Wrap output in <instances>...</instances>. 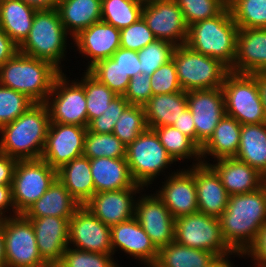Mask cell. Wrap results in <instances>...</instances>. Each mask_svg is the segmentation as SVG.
<instances>
[{"label": "cell", "mask_w": 266, "mask_h": 267, "mask_svg": "<svg viewBox=\"0 0 266 267\" xmlns=\"http://www.w3.org/2000/svg\"><path fill=\"white\" fill-rule=\"evenodd\" d=\"M219 220L227 246L242 256L266 224V184L254 192L230 195Z\"/></svg>", "instance_id": "cell-1"}, {"label": "cell", "mask_w": 266, "mask_h": 267, "mask_svg": "<svg viewBox=\"0 0 266 267\" xmlns=\"http://www.w3.org/2000/svg\"><path fill=\"white\" fill-rule=\"evenodd\" d=\"M50 124L46 103H34L0 128V152L17 160L41 159Z\"/></svg>", "instance_id": "cell-2"}, {"label": "cell", "mask_w": 266, "mask_h": 267, "mask_svg": "<svg viewBox=\"0 0 266 267\" xmlns=\"http://www.w3.org/2000/svg\"><path fill=\"white\" fill-rule=\"evenodd\" d=\"M60 73L51 62L18 51L0 66V84L23 93L34 103H45Z\"/></svg>", "instance_id": "cell-3"}, {"label": "cell", "mask_w": 266, "mask_h": 267, "mask_svg": "<svg viewBox=\"0 0 266 267\" xmlns=\"http://www.w3.org/2000/svg\"><path fill=\"white\" fill-rule=\"evenodd\" d=\"M238 32L227 6L219 15L188 26L185 44L196 52L219 59L230 69L236 55Z\"/></svg>", "instance_id": "cell-4"}, {"label": "cell", "mask_w": 266, "mask_h": 267, "mask_svg": "<svg viewBox=\"0 0 266 267\" xmlns=\"http://www.w3.org/2000/svg\"><path fill=\"white\" fill-rule=\"evenodd\" d=\"M68 35L57 9L36 11L30 32L18 49L27 56L51 62L63 72L61 63L70 48Z\"/></svg>", "instance_id": "cell-5"}, {"label": "cell", "mask_w": 266, "mask_h": 267, "mask_svg": "<svg viewBox=\"0 0 266 267\" xmlns=\"http://www.w3.org/2000/svg\"><path fill=\"white\" fill-rule=\"evenodd\" d=\"M172 59L183 91L222 88L229 68L219 59L192 50L186 44L176 46Z\"/></svg>", "instance_id": "cell-6"}, {"label": "cell", "mask_w": 266, "mask_h": 267, "mask_svg": "<svg viewBox=\"0 0 266 267\" xmlns=\"http://www.w3.org/2000/svg\"><path fill=\"white\" fill-rule=\"evenodd\" d=\"M225 113L241 125L266 123L264 107L257 86V73L229 72L224 79Z\"/></svg>", "instance_id": "cell-7"}, {"label": "cell", "mask_w": 266, "mask_h": 267, "mask_svg": "<svg viewBox=\"0 0 266 267\" xmlns=\"http://www.w3.org/2000/svg\"><path fill=\"white\" fill-rule=\"evenodd\" d=\"M126 160L133 180L146 189L168 166L176 164L150 128L126 146Z\"/></svg>", "instance_id": "cell-8"}, {"label": "cell", "mask_w": 266, "mask_h": 267, "mask_svg": "<svg viewBox=\"0 0 266 267\" xmlns=\"http://www.w3.org/2000/svg\"><path fill=\"white\" fill-rule=\"evenodd\" d=\"M175 241L190 248L212 252L218 258L231 255L241 257L227 246L219 218L199 211L175 219Z\"/></svg>", "instance_id": "cell-9"}, {"label": "cell", "mask_w": 266, "mask_h": 267, "mask_svg": "<svg viewBox=\"0 0 266 267\" xmlns=\"http://www.w3.org/2000/svg\"><path fill=\"white\" fill-rule=\"evenodd\" d=\"M56 178L57 170L43 159L18 160L11 185L16 214L22 215L40 199Z\"/></svg>", "instance_id": "cell-10"}, {"label": "cell", "mask_w": 266, "mask_h": 267, "mask_svg": "<svg viewBox=\"0 0 266 267\" xmlns=\"http://www.w3.org/2000/svg\"><path fill=\"white\" fill-rule=\"evenodd\" d=\"M50 122L87 127L86 96L79 79L69 80L61 72L55 79L52 91L45 102Z\"/></svg>", "instance_id": "cell-11"}, {"label": "cell", "mask_w": 266, "mask_h": 267, "mask_svg": "<svg viewBox=\"0 0 266 267\" xmlns=\"http://www.w3.org/2000/svg\"><path fill=\"white\" fill-rule=\"evenodd\" d=\"M4 247L7 267H45L39 254L32 223L23 215L4 218Z\"/></svg>", "instance_id": "cell-12"}, {"label": "cell", "mask_w": 266, "mask_h": 267, "mask_svg": "<svg viewBox=\"0 0 266 267\" xmlns=\"http://www.w3.org/2000/svg\"><path fill=\"white\" fill-rule=\"evenodd\" d=\"M68 246L88 252L113 254L111 227L81 205L69 220Z\"/></svg>", "instance_id": "cell-13"}, {"label": "cell", "mask_w": 266, "mask_h": 267, "mask_svg": "<svg viewBox=\"0 0 266 267\" xmlns=\"http://www.w3.org/2000/svg\"><path fill=\"white\" fill-rule=\"evenodd\" d=\"M187 107L196 128V145L201 148L226 114L222 88L187 91Z\"/></svg>", "instance_id": "cell-14"}, {"label": "cell", "mask_w": 266, "mask_h": 267, "mask_svg": "<svg viewBox=\"0 0 266 267\" xmlns=\"http://www.w3.org/2000/svg\"><path fill=\"white\" fill-rule=\"evenodd\" d=\"M135 218L158 250L175 241V218L155 193L137 198Z\"/></svg>", "instance_id": "cell-15"}, {"label": "cell", "mask_w": 266, "mask_h": 267, "mask_svg": "<svg viewBox=\"0 0 266 267\" xmlns=\"http://www.w3.org/2000/svg\"><path fill=\"white\" fill-rule=\"evenodd\" d=\"M142 17L156 39L175 46L186 43L188 26L175 0H159L144 4Z\"/></svg>", "instance_id": "cell-16"}, {"label": "cell", "mask_w": 266, "mask_h": 267, "mask_svg": "<svg viewBox=\"0 0 266 267\" xmlns=\"http://www.w3.org/2000/svg\"><path fill=\"white\" fill-rule=\"evenodd\" d=\"M86 133L87 127L50 122L41 159L58 170L83 155Z\"/></svg>", "instance_id": "cell-17"}, {"label": "cell", "mask_w": 266, "mask_h": 267, "mask_svg": "<svg viewBox=\"0 0 266 267\" xmlns=\"http://www.w3.org/2000/svg\"><path fill=\"white\" fill-rule=\"evenodd\" d=\"M143 186L95 193L84 206L109 227L135 217L136 194ZM140 191V192H139Z\"/></svg>", "instance_id": "cell-18"}, {"label": "cell", "mask_w": 266, "mask_h": 267, "mask_svg": "<svg viewBox=\"0 0 266 267\" xmlns=\"http://www.w3.org/2000/svg\"><path fill=\"white\" fill-rule=\"evenodd\" d=\"M167 177L165 176L166 180L162 181V187L155 194L167 206L171 215L176 219L198 212L194 174L189 169L179 168V171H172Z\"/></svg>", "instance_id": "cell-19"}, {"label": "cell", "mask_w": 266, "mask_h": 267, "mask_svg": "<svg viewBox=\"0 0 266 267\" xmlns=\"http://www.w3.org/2000/svg\"><path fill=\"white\" fill-rule=\"evenodd\" d=\"M111 241L113 255L118 250L124 251L147 267H152L157 261L158 249L135 217L112 226Z\"/></svg>", "instance_id": "cell-20"}, {"label": "cell", "mask_w": 266, "mask_h": 267, "mask_svg": "<svg viewBox=\"0 0 266 267\" xmlns=\"http://www.w3.org/2000/svg\"><path fill=\"white\" fill-rule=\"evenodd\" d=\"M120 29L103 21L94 23L72 40L79 54L89 58L86 70L102 59L110 58L120 48Z\"/></svg>", "instance_id": "cell-21"}, {"label": "cell", "mask_w": 266, "mask_h": 267, "mask_svg": "<svg viewBox=\"0 0 266 267\" xmlns=\"http://www.w3.org/2000/svg\"><path fill=\"white\" fill-rule=\"evenodd\" d=\"M188 169L195 176L198 211L219 218L227 208L230 196L220 177L209 164L190 165Z\"/></svg>", "instance_id": "cell-22"}, {"label": "cell", "mask_w": 266, "mask_h": 267, "mask_svg": "<svg viewBox=\"0 0 266 267\" xmlns=\"http://www.w3.org/2000/svg\"><path fill=\"white\" fill-rule=\"evenodd\" d=\"M230 72H266V28L239 29L236 55Z\"/></svg>", "instance_id": "cell-23"}, {"label": "cell", "mask_w": 266, "mask_h": 267, "mask_svg": "<svg viewBox=\"0 0 266 267\" xmlns=\"http://www.w3.org/2000/svg\"><path fill=\"white\" fill-rule=\"evenodd\" d=\"M26 219L33 225L37 248L42 259L46 263L60 262L68 247L70 219L55 216Z\"/></svg>", "instance_id": "cell-24"}, {"label": "cell", "mask_w": 266, "mask_h": 267, "mask_svg": "<svg viewBox=\"0 0 266 267\" xmlns=\"http://www.w3.org/2000/svg\"><path fill=\"white\" fill-rule=\"evenodd\" d=\"M207 162L220 177L222 185L229 195L254 192L266 184V177L243 161L223 158Z\"/></svg>", "instance_id": "cell-25"}, {"label": "cell", "mask_w": 266, "mask_h": 267, "mask_svg": "<svg viewBox=\"0 0 266 267\" xmlns=\"http://www.w3.org/2000/svg\"><path fill=\"white\" fill-rule=\"evenodd\" d=\"M90 168L95 193L141 186L133 180L126 158L90 159Z\"/></svg>", "instance_id": "cell-26"}, {"label": "cell", "mask_w": 266, "mask_h": 267, "mask_svg": "<svg viewBox=\"0 0 266 267\" xmlns=\"http://www.w3.org/2000/svg\"><path fill=\"white\" fill-rule=\"evenodd\" d=\"M80 206L64 184L56 178L45 194L22 215L25 218L55 216L70 219Z\"/></svg>", "instance_id": "cell-27"}, {"label": "cell", "mask_w": 266, "mask_h": 267, "mask_svg": "<svg viewBox=\"0 0 266 267\" xmlns=\"http://www.w3.org/2000/svg\"><path fill=\"white\" fill-rule=\"evenodd\" d=\"M241 126L235 118L225 114L210 139L200 148L202 163L207 164V156H212L213 161L235 157L240 145Z\"/></svg>", "instance_id": "cell-28"}, {"label": "cell", "mask_w": 266, "mask_h": 267, "mask_svg": "<svg viewBox=\"0 0 266 267\" xmlns=\"http://www.w3.org/2000/svg\"><path fill=\"white\" fill-rule=\"evenodd\" d=\"M102 0H60L57 6L62 24L71 39L101 21Z\"/></svg>", "instance_id": "cell-29"}, {"label": "cell", "mask_w": 266, "mask_h": 267, "mask_svg": "<svg viewBox=\"0 0 266 267\" xmlns=\"http://www.w3.org/2000/svg\"><path fill=\"white\" fill-rule=\"evenodd\" d=\"M143 107L148 128L173 125L188 108L187 92L152 95Z\"/></svg>", "instance_id": "cell-30"}, {"label": "cell", "mask_w": 266, "mask_h": 267, "mask_svg": "<svg viewBox=\"0 0 266 267\" xmlns=\"http://www.w3.org/2000/svg\"><path fill=\"white\" fill-rule=\"evenodd\" d=\"M57 178L81 205L95 194L90 159L84 155L62 165L57 170Z\"/></svg>", "instance_id": "cell-31"}, {"label": "cell", "mask_w": 266, "mask_h": 267, "mask_svg": "<svg viewBox=\"0 0 266 267\" xmlns=\"http://www.w3.org/2000/svg\"><path fill=\"white\" fill-rule=\"evenodd\" d=\"M36 11L21 0H0V26L18 46L27 38Z\"/></svg>", "instance_id": "cell-32"}, {"label": "cell", "mask_w": 266, "mask_h": 267, "mask_svg": "<svg viewBox=\"0 0 266 267\" xmlns=\"http://www.w3.org/2000/svg\"><path fill=\"white\" fill-rule=\"evenodd\" d=\"M235 158L266 177V123L241 126L240 145Z\"/></svg>", "instance_id": "cell-33"}, {"label": "cell", "mask_w": 266, "mask_h": 267, "mask_svg": "<svg viewBox=\"0 0 266 267\" xmlns=\"http://www.w3.org/2000/svg\"><path fill=\"white\" fill-rule=\"evenodd\" d=\"M218 257L206 250L190 248L170 242L158 250V258L152 267H209Z\"/></svg>", "instance_id": "cell-34"}, {"label": "cell", "mask_w": 266, "mask_h": 267, "mask_svg": "<svg viewBox=\"0 0 266 267\" xmlns=\"http://www.w3.org/2000/svg\"><path fill=\"white\" fill-rule=\"evenodd\" d=\"M159 141L175 162L185 159H194L192 165L202 163L200 148L186 135L174 126L153 128ZM196 158V159H195ZM194 161H196L194 163Z\"/></svg>", "instance_id": "cell-35"}, {"label": "cell", "mask_w": 266, "mask_h": 267, "mask_svg": "<svg viewBox=\"0 0 266 267\" xmlns=\"http://www.w3.org/2000/svg\"><path fill=\"white\" fill-rule=\"evenodd\" d=\"M143 7L136 0H102L101 21L121 30L142 17Z\"/></svg>", "instance_id": "cell-36"}, {"label": "cell", "mask_w": 266, "mask_h": 267, "mask_svg": "<svg viewBox=\"0 0 266 267\" xmlns=\"http://www.w3.org/2000/svg\"><path fill=\"white\" fill-rule=\"evenodd\" d=\"M239 29L266 28V0H228Z\"/></svg>", "instance_id": "cell-37"}, {"label": "cell", "mask_w": 266, "mask_h": 267, "mask_svg": "<svg viewBox=\"0 0 266 267\" xmlns=\"http://www.w3.org/2000/svg\"><path fill=\"white\" fill-rule=\"evenodd\" d=\"M79 81L84 86L89 123L105 112L110 102L117 94L110 90L105 84L100 83L87 70H84V74Z\"/></svg>", "instance_id": "cell-38"}, {"label": "cell", "mask_w": 266, "mask_h": 267, "mask_svg": "<svg viewBox=\"0 0 266 267\" xmlns=\"http://www.w3.org/2000/svg\"><path fill=\"white\" fill-rule=\"evenodd\" d=\"M83 155L89 159L126 158V145L113 133L98 134L87 130Z\"/></svg>", "instance_id": "cell-39"}, {"label": "cell", "mask_w": 266, "mask_h": 267, "mask_svg": "<svg viewBox=\"0 0 266 267\" xmlns=\"http://www.w3.org/2000/svg\"><path fill=\"white\" fill-rule=\"evenodd\" d=\"M147 128L144 107L129 104L118 118L113 134L127 146Z\"/></svg>", "instance_id": "cell-40"}, {"label": "cell", "mask_w": 266, "mask_h": 267, "mask_svg": "<svg viewBox=\"0 0 266 267\" xmlns=\"http://www.w3.org/2000/svg\"><path fill=\"white\" fill-rule=\"evenodd\" d=\"M87 71L115 94L124 95L126 92L130 78L111 57L99 60Z\"/></svg>", "instance_id": "cell-41"}, {"label": "cell", "mask_w": 266, "mask_h": 267, "mask_svg": "<svg viewBox=\"0 0 266 267\" xmlns=\"http://www.w3.org/2000/svg\"><path fill=\"white\" fill-rule=\"evenodd\" d=\"M176 46L168 41L155 40L137 51L140 73L151 76L159 67L172 60Z\"/></svg>", "instance_id": "cell-42"}, {"label": "cell", "mask_w": 266, "mask_h": 267, "mask_svg": "<svg viewBox=\"0 0 266 267\" xmlns=\"http://www.w3.org/2000/svg\"><path fill=\"white\" fill-rule=\"evenodd\" d=\"M181 8L187 26L219 15L228 0H175Z\"/></svg>", "instance_id": "cell-43"}, {"label": "cell", "mask_w": 266, "mask_h": 267, "mask_svg": "<svg viewBox=\"0 0 266 267\" xmlns=\"http://www.w3.org/2000/svg\"><path fill=\"white\" fill-rule=\"evenodd\" d=\"M33 104L23 93L0 84V128L16 120Z\"/></svg>", "instance_id": "cell-44"}, {"label": "cell", "mask_w": 266, "mask_h": 267, "mask_svg": "<svg viewBox=\"0 0 266 267\" xmlns=\"http://www.w3.org/2000/svg\"><path fill=\"white\" fill-rule=\"evenodd\" d=\"M115 262L113 254L88 252L70 246L64 251L60 261L65 267H121Z\"/></svg>", "instance_id": "cell-45"}, {"label": "cell", "mask_w": 266, "mask_h": 267, "mask_svg": "<svg viewBox=\"0 0 266 267\" xmlns=\"http://www.w3.org/2000/svg\"><path fill=\"white\" fill-rule=\"evenodd\" d=\"M120 47L127 50L139 51L156 39L148 28L146 21L141 17L137 22L120 30Z\"/></svg>", "instance_id": "cell-46"}, {"label": "cell", "mask_w": 266, "mask_h": 267, "mask_svg": "<svg viewBox=\"0 0 266 267\" xmlns=\"http://www.w3.org/2000/svg\"><path fill=\"white\" fill-rule=\"evenodd\" d=\"M128 105L123 95H117L102 115L88 123L87 130L98 134L113 133L118 118Z\"/></svg>", "instance_id": "cell-47"}, {"label": "cell", "mask_w": 266, "mask_h": 267, "mask_svg": "<svg viewBox=\"0 0 266 267\" xmlns=\"http://www.w3.org/2000/svg\"><path fill=\"white\" fill-rule=\"evenodd\" d=\"M150 81L153 95L175 93L182 90L173 59L159 67L150 76Z\"/></svg>", "instance_id": "cell-48"}, {"label": "cell", "mask_w": 266, "mask_h": 267, "mask_svg": "<svg viewBox=\"0 0 266 267\" xmlns=\"http://www.w3.org/2000/svg\"><path fill=\"white\" fill-rule=\"evenodd\" d=\"M150 76L140 73L130 79L123 97L133 105L143 106L153 95Z\"/></svg>", "instance_id": "cell-49"}, {"label": "cell", "mask_w": 266, "mask_h": 267, "mask_svg": "<svg viewBox=\"0 0 266 267\" xmlns=\"http://www.w3.org/2000/svg\"><path fill=\"white\" fill-rule=\"evenodd\" d=\"M111 58L130 79L140 74V61L137 51L119 48Z\"/></svg>", "instance_id": "cell-50"}, {"label": "cell", "mask_w": 266, "mask_h": 267, "mask_svg": "<svg viewBox=\"0 0 266 267\" xmlns=\"http://www.w3.org/2000/svg\"><path fill=\"white\" fill-rule=\"evenodd\" d=\"M251 258L255 267H266V224L258 231L255 240L247 251L241 256Z\"/></svg>", "instance_id": "cell-51"}, {"label": "cell", "mask_w": 266, "mask_h": 267, "mask_svg": "<svg viewBox=\"0 0 266 267\" xmlns=\"http://www.w3.org/2000/svg\"><path fill=\"white\" fill-rule=\"evenodd\" d=\"M172 126L180 130L196 144V128L193 122L192 113L188 108L181 114L178 120H175V123Z\"/></svg>", "instance_id": "cell-52"}, {"label": "cell", "mask_w": 266, "mask_h": 267, "mask_svg": "<svg viewBox=\"0 0 266 267\" xmlns=\"http://www.w3.org/2000/svg\"><path fill=\"white\" fill-rule=\"evenodd\" d=\"M19 51L18 45L0 26V66L6 63Z\"/></svg>", "instance_id": "cell-53"}, {"label": "cell", "mask_w": 266, "mask_h": 267, "mask_svg": "<svg viewBox=\"0 0 266 267\" xmlns=\"http://www.w3.org/2000/svg\"><path fill=\"white\" fill-rule=\"evenodd\" d=\"M17 161V159L0 152V185H12Z\"/></svg>", "instance_id": "cell-54"}, {"label": "cell", "mask_w": 266, "mask_h": 267, "mask_svg": "<svg viewBox=\"0 0 266 267\" xmlns=\"http://www.w3.org/2000/svg\"><path fill=\"white\" fill-rule=\"evenodd\" d=\"M11 209L14 214L11 213ZM8 211H10V216ZM12 216H17V214L12 201L11 185H0V217L7 218Z\"/></svg>", "instance_id": "cell-55"}, {"label": "cell", "mask_w": 266, "mask_h": 267, "mask_svg": "<svg viewBox=\"0 0 266 267\" xmlns=\"http://www.w3.org/2000/svg\"><path fill=\"white\" fill-rule=\"evenodd\" d=\"M28 6L40 10H52L57 9L60 0H21Z\"/></svg>", "instance_id": "cell-56"}, {"label": "cell", "mask_w": 266, "mask_h": 267, "mask_svg": "<svg viewBox=\"0 0 266 267\" xmlns=\"http://www.w3.org/2000/svg\"><path fill=\"white\" fill-rule=\"evenodd\" d=\"M257 86L266 115V72L257 73Z\"/></svg>", "instance_id": "cell-57"}, {"label": "cell", "mask_w": 266, "mask_h": 267, "mask_svg": "<svg viewBox=\"0 0 266 267\" xmlns=\"http://www.w3.org/2000/svg\"><path fill=\"white\" fill-rule=\"evenodd\" d=\"M0 267L6 266L5 247H4V218L0 217Z\"/></svg>", "instance_id": "cell-58"}, {"label": "cell", "mask_w": 266, "mask_h": 267, "mask_svg": "<svg viewBox=\"0 0 266 267\" xmlns=\"http://www.w3.org/2000/svg\"><path fill=\"white\" fill-rule=\"evenodd\" d=\"M231 256H225L218 258L213 264L209 267H234V264L231 263ZM230 258V260H229Z\"/></svg>", "instance_id": "cell-59"}, {"label": "cell", "mask_w": 266, "mask_h": 267, "mask_svg": "<svg viewBox=\"0 0 266 267\" xmlns=\"http://www.w3.org/2000/svg\"><path fill=\"white\" fill-rule=\"evenodd\" d=\"M46 267H65L60 262L47 263Z\"/></svg>", "instance_id": "cell-60"}, {"label": "cell", "mask_w": 266, "mask_h": 267, "mask_svg": "<svg viewBox=\"0 0 266 267\" xmlns=\"http://www.w3.org/2000/svg\"><path fill=\"white\" fill-rule=\"evenodd\" d=\"M136 1L140 2V3H142L144 5V4L152 3V2H155V1H159V0H136Z\"/></svg>", "instance_id": "cell-61"}]
</instances>
